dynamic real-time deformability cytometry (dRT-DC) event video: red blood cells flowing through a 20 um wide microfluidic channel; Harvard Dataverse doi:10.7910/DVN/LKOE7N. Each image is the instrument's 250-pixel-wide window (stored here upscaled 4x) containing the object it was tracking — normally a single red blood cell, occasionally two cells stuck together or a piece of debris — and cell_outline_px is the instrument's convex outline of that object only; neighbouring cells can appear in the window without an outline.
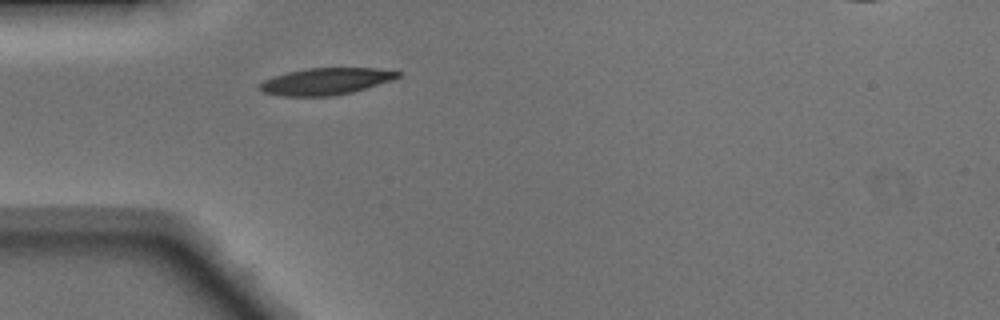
{"species": "Egyptian fruit bat (a non-hibernating species)", "species_latin": "Rousettus aegyptiacus", "temperature_condition": "warm", "stored_images_in_passage": 32, "camera_frame_rate_fps": 3000, "um_per_image_px": 0.085, "animal": {"sex": "male"}, "frame": {"image": 1, "passage_image": 1, "time_ms": 0.0, "image_size_px": [1000, 320], "cell_outline_px": [[400, 76], [392, 80], [352, 92], [332, 96], [280, 96], [264, 92], [260, 88], [260, 84], [264, 80], [288, 72], [308, 68], [376, 68], [400, 72]], "centroid_in_image_um": [27.7, 6.92], "position_along_channel_um": 57.3, "area_um2": 21.27}}
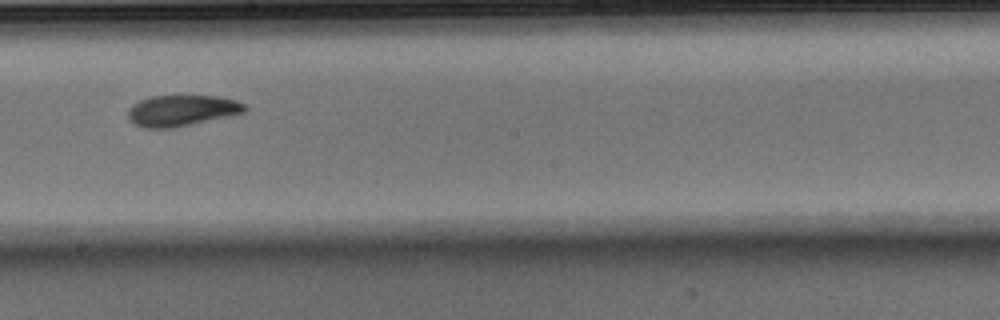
{"frame": {"image": 2, "passage_image": 14, "time_ms": 4.333, "image_size_px": [1000, 320], "cell_outline_px": [[248, 108], [244, 112], [176, 128], [144, 128], [136, 124], [128, 116], [128, 108], [132, 104], [148, 96], [220, 96], [236, 100], [244, 104]], "centroid_in_image_um": [15.44, 9.39], "position_along_channel_um": 232.8, "area_um2": 21.1}}
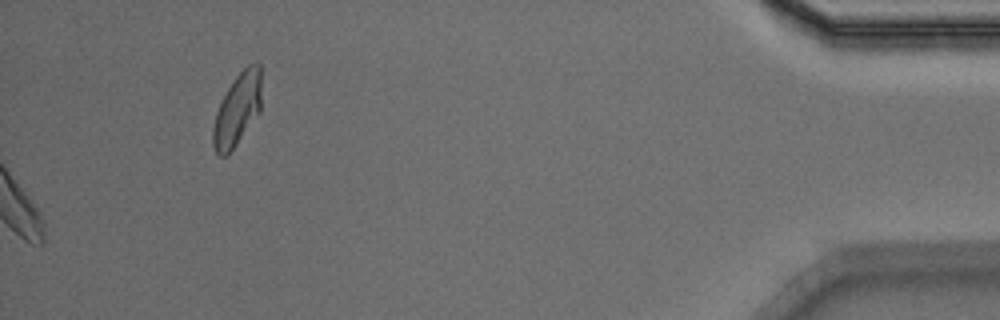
{"frame": {"image": 3, "passage_image": 32, "time_ms": 10.333, "image_size_px": [1000, 320], "cell_outline_px": [[260, 112], [228, 156], [220, 156], [216, 152], [212, 144], [212, 128], [216, 112], [228, 88], [236, 76], [248, 64], [256, 60], [260, 64]], "centroid_in_image_um": [20.17, 9.33], "position_along_channel_um": 415.0, "area_um2": 20.4}, "authors_computed_cell_mechanics": {"area_um2": 20.9814, "velocity_mm_per_s": 4.1305, "shape_relaxation_time_tau1_ms": 3.6609, "shape_relaxation_time_tau2_ms": 2.3377, "deformation_change_tau1": 0.1321, "deformation_change_tau2": 0.075}}